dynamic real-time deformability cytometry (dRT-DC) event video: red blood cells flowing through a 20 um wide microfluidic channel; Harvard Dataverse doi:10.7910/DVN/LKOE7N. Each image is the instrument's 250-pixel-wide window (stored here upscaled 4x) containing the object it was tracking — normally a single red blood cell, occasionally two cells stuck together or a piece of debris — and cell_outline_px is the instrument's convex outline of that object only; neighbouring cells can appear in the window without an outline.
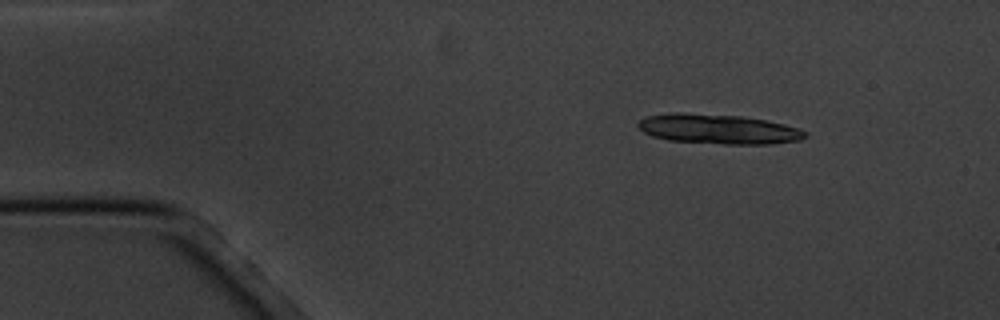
{"species": "common noctule bat (a hibernating species)", "species_latin": "Nyctalus noctula", "temperature_condition": "cold", "stored_images_in_passage": 4, "segment_of_instrument_passage": [1, 2], "camera_frame_rate_fps": 3000, "um_per_image_px": 0.085, "animal": {"sex": "male", "body_mass_g": 20.1, "forearm_length_mm": 53.5}, "frame": {"image": 1, "passage_image": 1, "time_ms": 0.0, "image_size_px": [1000, 320], "cell_outline_px": [[808, 136], [800, 140], [768, 144], [724, 144], [668, 140], [652, 136], [644, 132], [636, 124], [640, 120], [648, 116], [672, 112], [676, 112], [740, 116], [764, 120], [784, 124], [808, 132]], "centroid_in_image_um": [61.05, 10.97], "position_along_channel_um": 23.9, "area_um2": 28.78}}